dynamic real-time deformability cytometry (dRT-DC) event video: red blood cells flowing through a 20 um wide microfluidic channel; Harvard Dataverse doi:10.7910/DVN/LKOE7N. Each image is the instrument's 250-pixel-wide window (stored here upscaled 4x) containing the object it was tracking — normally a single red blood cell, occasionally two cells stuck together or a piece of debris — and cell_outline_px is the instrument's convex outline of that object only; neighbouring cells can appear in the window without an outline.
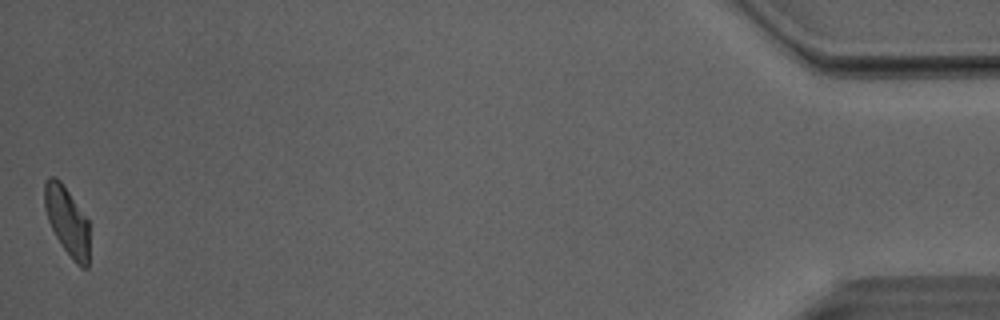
{"species": "Egyptian fruit bat (a non-hibernating species)", "species_latin": "Rousettus aegyptiacus", "temperature_condition": "room temperature", "stored_images_in_passage": 36, "camera_frame_rate_fps": 3000, "um_per_image_px": 0.085, "animal": {"sex": "male"}, "frame": {"image": 1, "passage_image": 36, "time_ms": 11.667, "image_size_px": [1000, 320], "cell_outline_px": [[88, 268], [80, 268], [72, 260], [56, 236], [48, 220], [44, 208], [44, 180], [48, 176], [56, 176], [60, 180], [88, 220]], "centroid_in_image_um": [5.68, 18.76], "position_along_channel_um": 429.5, "area_um2": 17.86}, "authors_computed_cell_mechanics": {"area_um2": 18.9873, "velocity_mm_per_s": 4.0585, "shape_relaxation_time_tau1_ms": 7.9564, "shape_relaxation_time_tau2_ms": 2.2502, "deformation_change_tau1": 0.2041, "deformation_change_tau2": 0.0923}}